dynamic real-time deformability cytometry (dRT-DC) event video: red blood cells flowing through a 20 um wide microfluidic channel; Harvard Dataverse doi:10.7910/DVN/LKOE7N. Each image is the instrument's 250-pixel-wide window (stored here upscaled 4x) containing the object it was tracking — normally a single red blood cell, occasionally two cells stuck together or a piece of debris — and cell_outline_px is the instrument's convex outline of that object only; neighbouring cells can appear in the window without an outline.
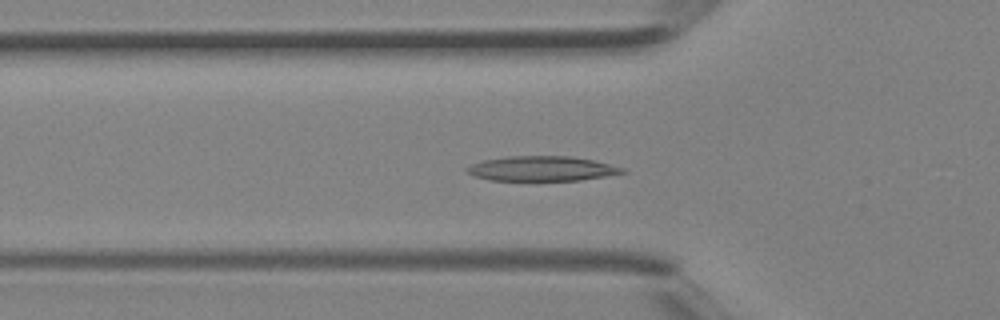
{"species": "Egyptian fruit bat (a non-hibernating species)", "species_latin": "Rousettus aegyptiacus", "temperature_condition": "room temperature", "stored_images_in_passage": 40, "camera_frame_rate_fps": 3000, "um_per_image_px": 0.085, "animal": {"sex": "female"}, "frame": {"image": 1, "passage_image": 13, "time_ms": 4.0, "image_size_px": [1000, 320], "cell_outline_px": [[628, 172], [580, 180], [488, 180], [476, 176], [468, 172], [464, 168], [472, 164], [484, 160], [508, 156], [572, 156], [592, 160], [624, 168]], "centroid_in_image_um": [46.05, 14.32], "position_along_channel_um": 79.8, "area_um2": 22.25}}
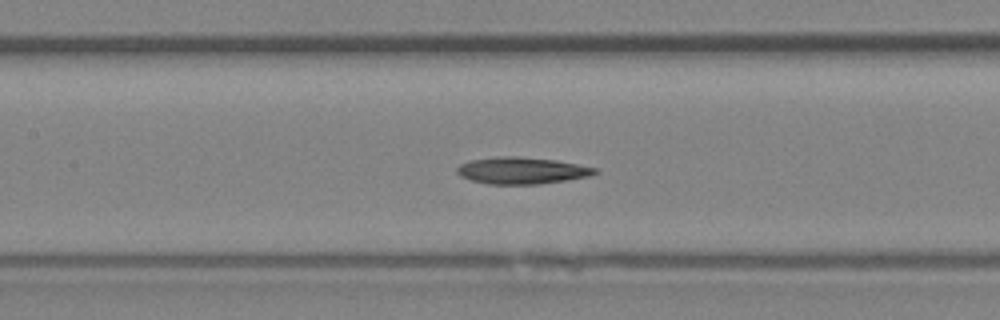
{"frame": {"image": 2, "passage_image": 18, "time_ms": 5.667, "image_size_px": [1000, 320], "cell_outline_px": [[600, 172], [588, 176], [568, 180], [540, 184], [488, 184], [472, 180], [460, 176], [456, 172], [456, 168], [460, 164], [472, 160], [496, 156], [516, 156], [556, 160], [596, 168]], "centroid_in_image_um": [44.34, 14.5], "position_along_channel_um": 163.1, "area_um2": 21.5}}
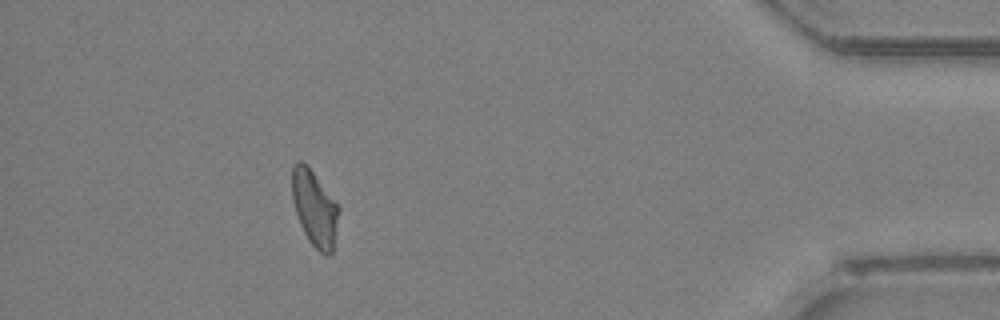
{"frame": {"image": 3, "passage_image": 36, "time_ms": 11.667, "image_size_px": [1000, 320], "cell_outline_px": [[340, 208], [332, 252], [328, 256], [320, 252], [308, 240], [300, 224], [292, 200], [292, 168], [296, 160], [300, 160], [312, 172]], "centroid_in_image_um": [26.72, 17.72], "position_along_channel_um": 408.5, "area_um2": 20.11}}